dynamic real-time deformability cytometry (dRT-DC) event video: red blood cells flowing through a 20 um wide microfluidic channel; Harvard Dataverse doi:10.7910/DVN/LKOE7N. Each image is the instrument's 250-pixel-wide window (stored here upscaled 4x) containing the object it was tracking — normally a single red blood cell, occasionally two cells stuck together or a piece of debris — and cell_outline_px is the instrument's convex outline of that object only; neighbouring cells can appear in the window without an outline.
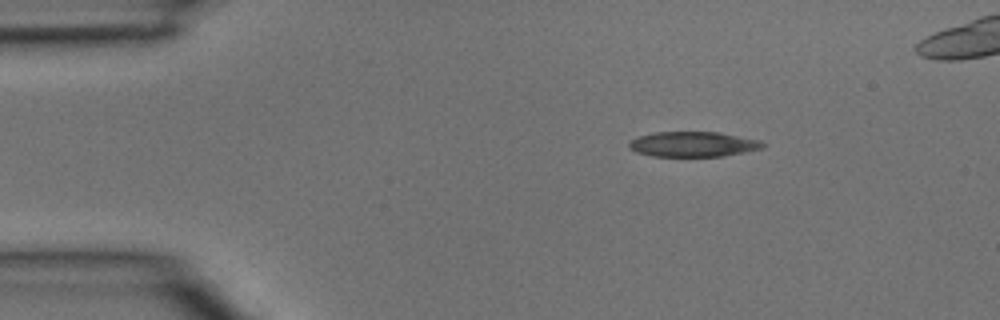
{"species": "common noctule bat (a hibernating species)", "species_latin": "Nyctalus noctula", "temperature_condition": "room temperature", "stored_images_in_passage": 5, "camera_frame_rate_fps": 3000, "um_per_image_px": 0.085, "animal": {"sex": "male", "body_mass_g": 15.6}, "frame": {"image": 1, "passage_image": 5, "time_ms": 1.333, "image_size_px": [1000, 320], "cell_outline_px": [[768, 144], [764, 148], [724, 156], [652, 156], [636, 152], [628, 148], [628, 144], [632, 140], [640, 136], [656, 132], [720, 132], [760, 140]], "centroid_in_image_um": [58.96, 12.26], "position_along_channel_um": 26.0, "area_um2": 19.65}}